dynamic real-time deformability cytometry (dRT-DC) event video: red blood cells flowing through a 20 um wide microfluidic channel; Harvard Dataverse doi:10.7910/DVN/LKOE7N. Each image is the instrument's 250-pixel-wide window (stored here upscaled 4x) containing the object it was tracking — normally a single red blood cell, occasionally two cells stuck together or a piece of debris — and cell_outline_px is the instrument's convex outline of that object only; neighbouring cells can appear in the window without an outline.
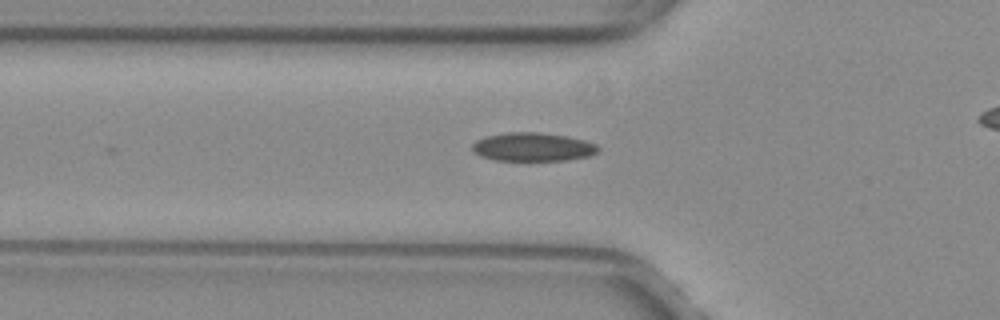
{"species": "common noctule bat (a hibernating species)", "species_latin": "Nyctalus noctula", "temperature_condition": "warm", "stored_images_in_passage": 23, "camera_frame_rate_fps": 3000, "um_per_image_px": 0.085, "animal": {"sex": "female", "body_mass_g": 29.2, "forearm_length_mm": 56.3}, "frame": {"image": 1, "passage_image": 2, "time_ms": 0.333, "image_size_px": [1000, 320], "cell_outline_px": [[600, 148], [592, 156], [568, 160], [496, 160], [480, 156], [472, 148], [472, 144], [476, 140], [484, 136], [508, 132], [540, 132], [568, 136], [584, 140], [596, 144]], "centroid_in_image_um": [45.31, 12.48], "position_along_channel_um": 80.5, "area_um2": 21.04}}
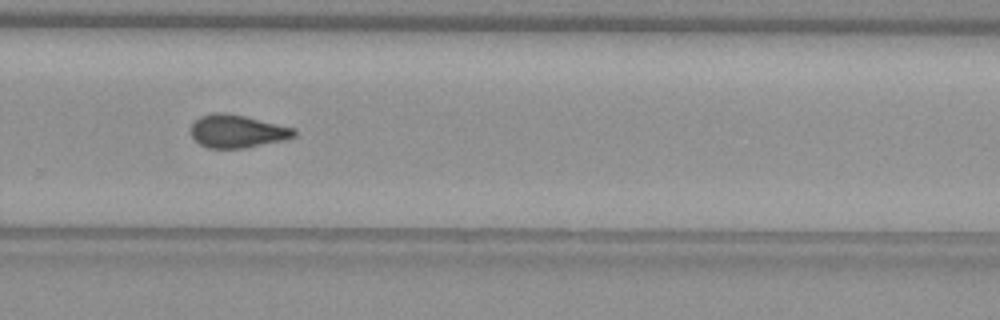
{"frame": {"image": 2, "passage_image": 19, "time_ms": 6.0, "image_size_px": [1000, 320], "cell_outline_px": [[296, 136], [284, 140], [244, 148], [208, 148], [200, 144], [192, 136], [192, 124], [200, 116], [220, 112], [224, 112], [244, 116], [296, 128]], "centroid_in_image_um": [20.2, 11.16], "position_along_channel_um": 309.6, "area_um2": 19.65}}
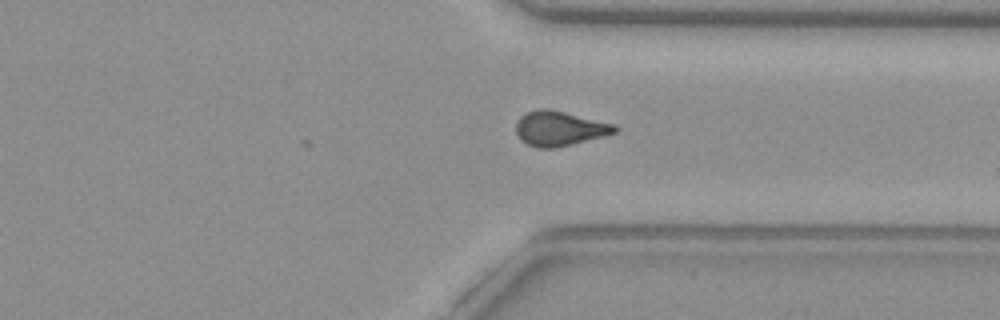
{"frame": {"image": 3, "passage_image": 23, "time_ms": 7.333, "image_size_px": [1000, 320], "cell_outline_px": [[620, 128], [616, 132], [604, 136], [556, 148], [536, 148], [520, 140], [516, 132], [516, 124], [520, 116], [536, 108], [548, 108], [616, 124]], "centroid_in_image_um": [47.56, 10.92], "position_along_channel_um": 363.8, "area_um2": 20.17}}